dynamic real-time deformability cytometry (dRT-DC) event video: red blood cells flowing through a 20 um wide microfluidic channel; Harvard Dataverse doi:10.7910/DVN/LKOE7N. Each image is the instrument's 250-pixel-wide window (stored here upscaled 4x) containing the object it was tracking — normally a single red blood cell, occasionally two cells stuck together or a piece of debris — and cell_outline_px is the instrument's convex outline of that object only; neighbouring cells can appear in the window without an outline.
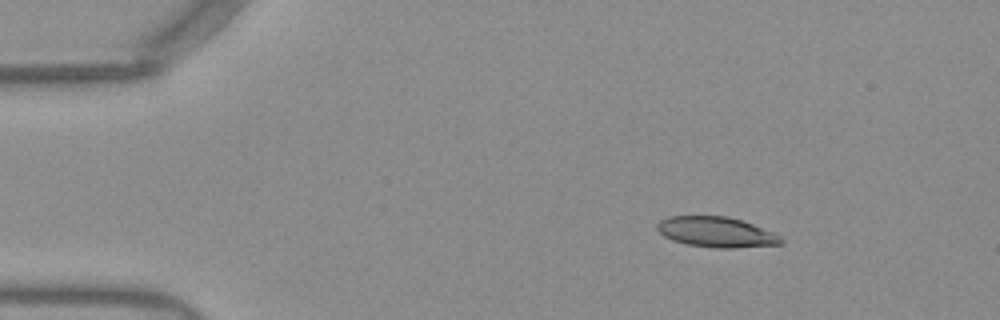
{"species": "Egyptian fruit bat (a non-hibernating species)", "species_latin": "Rousettus aegyptiacus", "temperature_condition": "warm", "stored_images_in_passage": 51, "camera_frame_rate_fps": 3000, "um_per_image_px": 0.085, "frame": {"image": 1, "passage_image": 7, "time_ms": 2.0, "image_size_px": [1000, 320], "cell_outline_px": [[784, 244], [736, 248], [716, 248], [688, 244], [672, 240], [664, 236], [656, 228], [656, 224], [660, 220], [668, 216], [728, 216], [752, 224], [772, 232], [780, 236], [784, 240]], "centroid_in_image_um": [60.88, 19.73], "position_along_channel_um": 24.1, "area_um2": 21.91}}
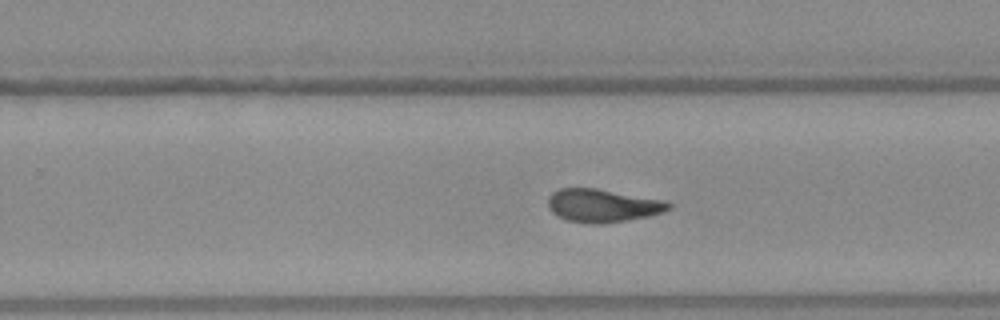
{"frame": {"image": 2, "passage_image": 32, "time_ms": 10.333, "image_size_px": [1000, 320], "cell_outline_px": [[672, 208], [664, 212], [648, 216], [628, 220], [604, 224], [588, 224], [568, 220], [552, 212], [548, 208], [548, 196], [552, 192], [560, 188], [596, 188], [660, 200], [672, 204]], "centroid_in_image_um": [51.2, 17.48], "position_along_channel_um": 278.6, "area_um2": 23.18}}
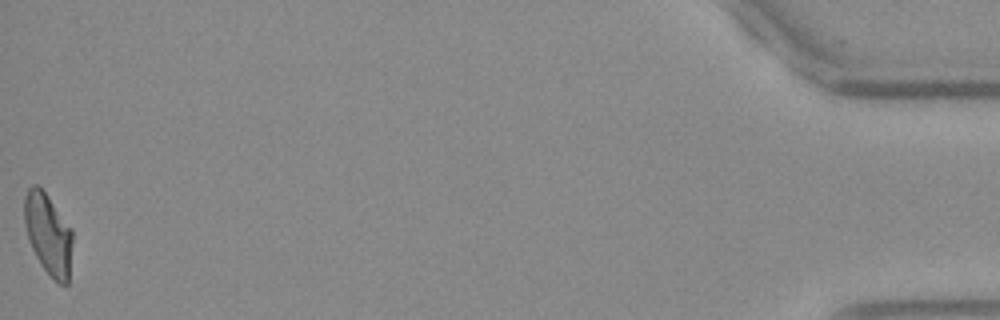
{"frame": {"image": 3, "passage_image": 51, "time_ms": 16.667, "image_size_px": [1000, 320], "cell_outline_px": [[72, 244], [68, 284], [60, 284], [44, 268], [36, 256], [32, 248], [24, 224], [24, 196], [28, 188], [32, 184], [36, 184], [48, 196], [72, 228]], "centroid_in_image_um": [4.1, 19.86], "position_along_channel_um": 431.1, "area_um2": 22.54}, "authors_computed_cell_mechanics": {"area_um2": 22.8888, "velocity_mm_per_s": 3.9459, "shape_relaxation_time_tau1_ms": 7.7517, "shape_relaxation_time_tau2_ms": 2.3042, "deformation_change_tau1": 0.2422, "deformation_change_tau2": 0.1038}}